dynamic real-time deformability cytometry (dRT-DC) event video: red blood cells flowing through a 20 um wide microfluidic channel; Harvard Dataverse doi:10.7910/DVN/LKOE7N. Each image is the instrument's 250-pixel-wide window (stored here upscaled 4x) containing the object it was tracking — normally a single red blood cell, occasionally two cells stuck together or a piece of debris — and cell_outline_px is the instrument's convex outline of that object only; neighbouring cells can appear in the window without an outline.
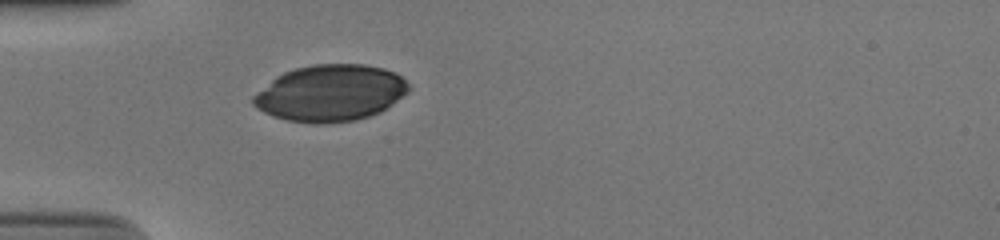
{"species": "human", "species_latin": "Homo sapiens", "temperature_condition": "cold", "stored_images_in_passage": 28, "camera_frame_rate_fps": 3000, "um_per_image_px": 0.085, "donor": {"sex": "male"}, "frame": {"image": 1, "passage_image": 1, "time_ms": 0.0, "image_size_px": [1000, 240], "cell_outline_px": [[408, 92], [392, 104], [380, 112], [356, 120], [324, 124], [312, 124], [288, 120], [272, 116], [256, 108], [252, 104], [252, 96], [256, 92], [276, 76], [284, 72], [296, 68], [312, 64], [364, 64], [384, 68], [396, 72], [408, 84]], "centroid_in_image_um": [28.06, 7.91], "position_along_channel_um": 56.9, "area_um2": 51.33}}
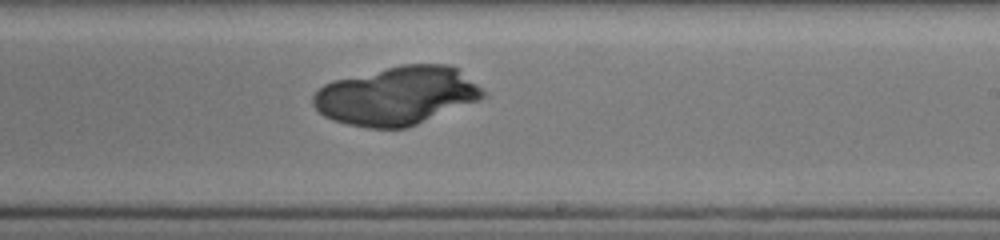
{"frame": {"image": 2, "passage_image": 17, "time_ms": 5.333, "image_size_px": [1000, 240], "cell_outline_px": [[488, 96], [480, 100], [408, 128], [368, 128], [348, 124], [332, 120], [324, 116], [312, 104], [312, 96], [324, 84], [332, 80], [404, 64], [448, 64], [456, 68], [488, 92]], "centroid_in_image_um": [33.75, 8.14], "position_along_channel_um": 255.3, "area_um2": 57.97}}
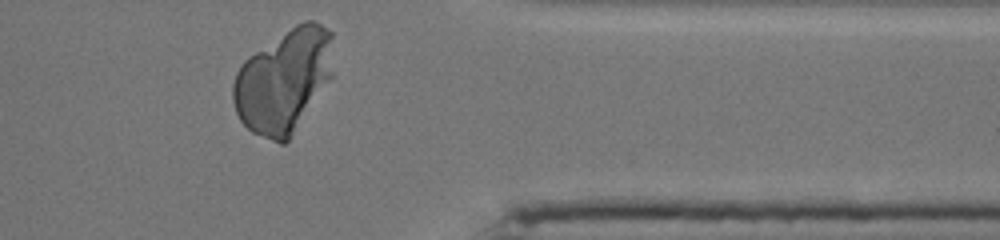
{"frame": {"image": 3, "passage_image": 28, "time_ms": 9.0, "image_size_px": [1000, 240], "cell_outline_px": [[332, 76], [288, 140], [284, 144], [280, 144], [252, 132], [240, 120], [236, 112], [232, 100], [232, 84], [236, 72], [244, 60], [248, 56], [296, 24], [304, 20], [312, 20], [328, 28], [332, 32]], "centroid_in_image_um": [24.09, 6.84], "position_along_channel_um": 387.3, "area_um2": 60.17}}